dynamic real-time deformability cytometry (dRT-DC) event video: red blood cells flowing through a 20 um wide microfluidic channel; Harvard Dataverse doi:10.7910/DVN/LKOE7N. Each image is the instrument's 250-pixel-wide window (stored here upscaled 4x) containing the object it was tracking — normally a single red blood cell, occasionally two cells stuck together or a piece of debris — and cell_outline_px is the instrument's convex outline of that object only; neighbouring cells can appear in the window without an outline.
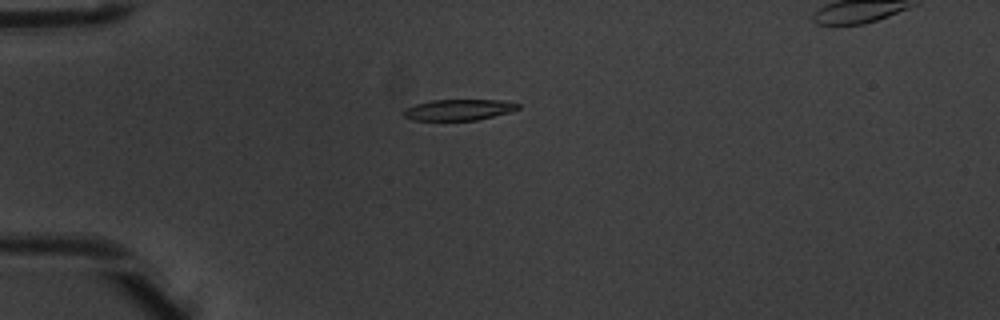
{"species": "common noctule bat (a hibernating species)", "species_latin": "Nyctalus noctula", "temperature_condition": "warm", "stored_images_in_passage": 4, "camera_frame_rate_fps": 3000, "um_per_image_px": 0.085, "animal": {"sex": "male", "body_mass_g": 20.1, "forearm_length_mm": 53.5}, "frame": {"image": 1, "passage_image": 3, "time_ms": 0.667, "image_size_px": [1000, 320], "cell_outline_px": [[520, 108], [508, 112], [476, 120], [412, 120], [404, 116], [404, 108], [416, 104], [432, 100], [500, 100], [520, 104]], "centroid_in_image_um": [38.96, 9.33], "position_along_channel_um": 46.0, "area_um2": 13.81}}